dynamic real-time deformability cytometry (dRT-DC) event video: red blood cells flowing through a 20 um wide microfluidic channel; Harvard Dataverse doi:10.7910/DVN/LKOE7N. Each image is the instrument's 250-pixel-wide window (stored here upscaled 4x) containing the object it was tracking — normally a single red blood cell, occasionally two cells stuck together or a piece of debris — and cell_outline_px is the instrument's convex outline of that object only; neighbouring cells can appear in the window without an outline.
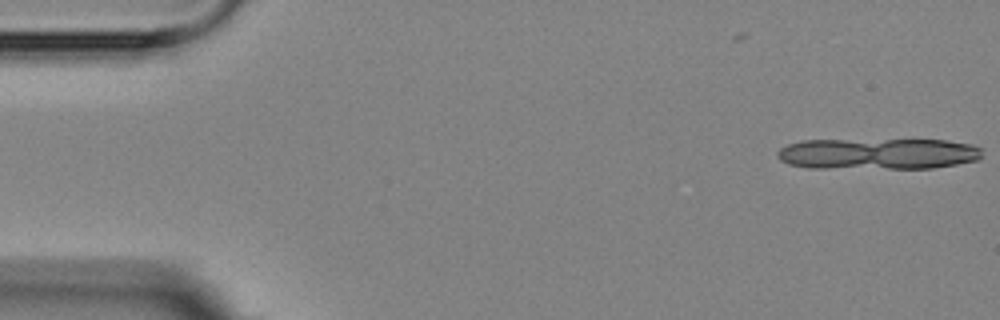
{"species": "Egyptian fruit bat (a non-hibernating species)", "species_latin": "Rousettus aegyptiacus", "temperature_condition": "room temperature", "stored_images_in_passage": 5, "camera_frame_rate_fps": 3000, "um_per_image_px": 0.085, "animal": {"sex": "female"}, "frame": {"image": 1, "passage_image": 1, "time_ms": 0.0, "image_size_px": [1000, 320], "cell_outline_px": [[980, 160], [932, 168], [808, 168], [788, 164], [780, 160], [776, 156], [776, 152], [780, 148], [788, 144], [800, 140], [948, 140], [972, 144], [980, 148]], "centroid_in_image_um": [74.58, 13.07], "position_along_channel_um": 10.4, "area_um2": 37.45}}
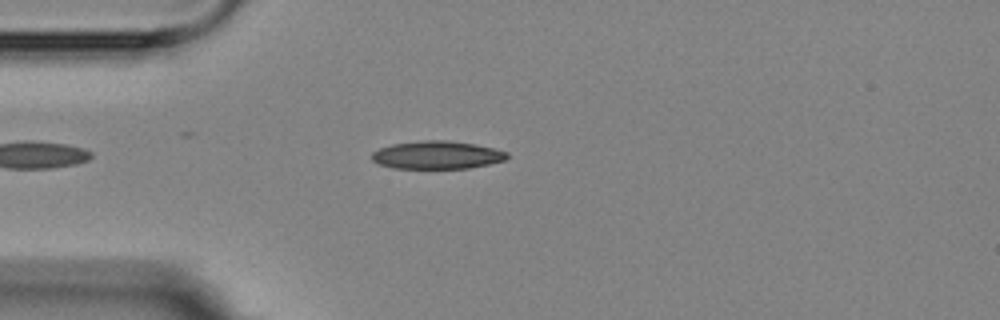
{"frame": {"image": 2, "passage_image": 5, "time_ms": 4.667, "image_size_px": [1000, 320], "cell_outline_px": [[508, 156], [504, 160], [488, 164], [468, 168], [392, 168], [380, 164], [372, 160], [372, 152], [380, 148], [392, 144], [420, 140], [448, 140], [476, 144], [508, 152]], "centroid_in_image_um": [37.13, 13.16], "position_along_channel_um": 47.9, "area_um2": 21.96}}